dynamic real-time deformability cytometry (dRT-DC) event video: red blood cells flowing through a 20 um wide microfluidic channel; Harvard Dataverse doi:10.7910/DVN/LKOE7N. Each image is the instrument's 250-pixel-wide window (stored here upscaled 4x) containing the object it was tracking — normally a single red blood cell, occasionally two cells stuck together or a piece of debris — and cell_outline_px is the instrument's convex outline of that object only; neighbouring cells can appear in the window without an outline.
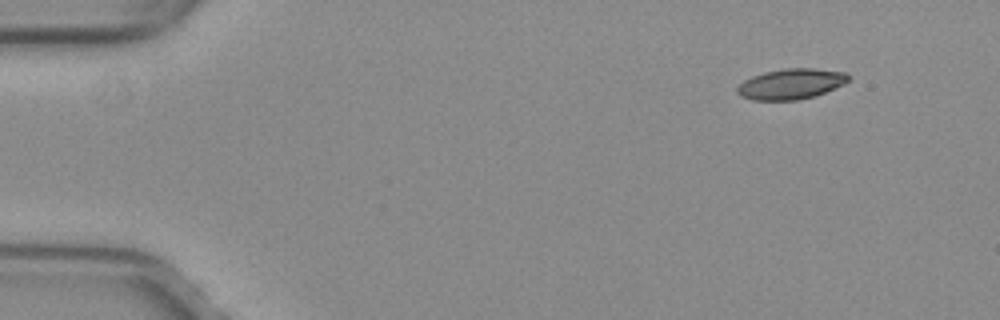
{"species": "common noctule bat (a hibernating species)", "species_latin": "Nyctalus noctula", "temperature_condition": "warm", "stored_images_in_passage": 48, "camera_frame_rate_fps": 3000, "um_per_image_px": 0.085, "animal": {"sex": "female", "body_mass_g": 29.2, "forearm_length_mm": 56.3}, "frame": {"image": 1, "passage_image": 1, "time_ms": 0.0, "image_size_px": [1000, 320], "cell_outline_px": [[848, 80], [844, 84], [824, 92], [812, 96], [796, 100], [752, 100], [740, 96], [736, 92], [736, 88], [744, 80], [752, 76], [764, 72], [784, 68], [812, 68], [844, 72], [848, 76]], "centroid_in_image_um": [67.18, 7.13], "position_along_channel_um": 17.8, "area_um2": 19.59}}
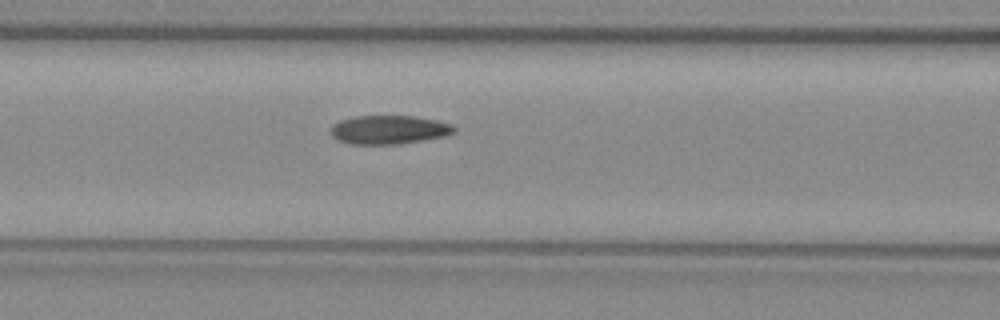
{"frame": {"image": 2, "passage_image": 18, "time_ms": 5.667, "image_size_px": [1000, 320], "cell_outline_px": [[456, 128], [452, 132], [444, 136], [396, 144], [352, 144], [336, 140], [328, 132], [332, 124], [340, 120], [356, 116], [416, 116], [436, 120], [452, 124]], "centroid_in_image_um": [32.99, 11.02], "position_along_channel_um": 133.6, "area_um2": 20.63}}
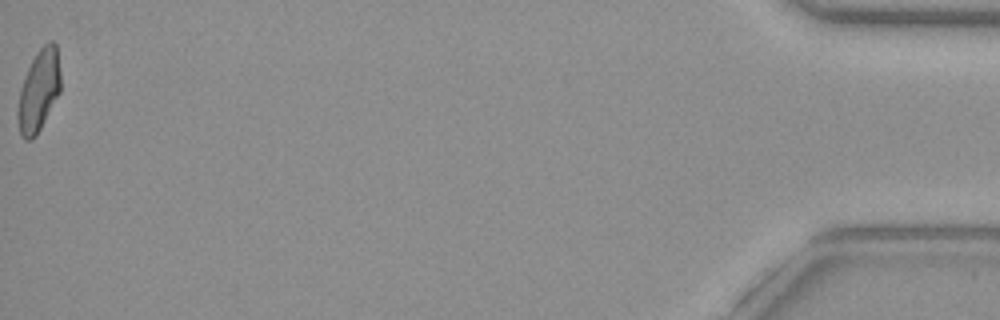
{"frame": {"image": 3, "passage_image": 48, "time_ms": 15.667, "image_size_px": [1000, 320], "cell_outline_px": [[60, 92], [36, 136], [32, 140], [24, 140], [20, 136], [16, 116], [16, 108], [20, 88], [24, 76], [36, 52], [48, 40], [52, 40], [56, 44], [60, 72]], "centroid_in_image_um": [3.26, 7.73], "position_along_channel_um": 431.9, "area_um2": 20.69}, "authors_computed_cell_mechanics": {"area_um2": 20.7213, "velocity_mm_per_s": 4.0184, "shape_relaxation_time_tau1_ms": null, "shape_relaxation_time_tau2_ms": 2.7954, "deformation_change_tau1": null, "deformation_change_tau2": 0.0904}}